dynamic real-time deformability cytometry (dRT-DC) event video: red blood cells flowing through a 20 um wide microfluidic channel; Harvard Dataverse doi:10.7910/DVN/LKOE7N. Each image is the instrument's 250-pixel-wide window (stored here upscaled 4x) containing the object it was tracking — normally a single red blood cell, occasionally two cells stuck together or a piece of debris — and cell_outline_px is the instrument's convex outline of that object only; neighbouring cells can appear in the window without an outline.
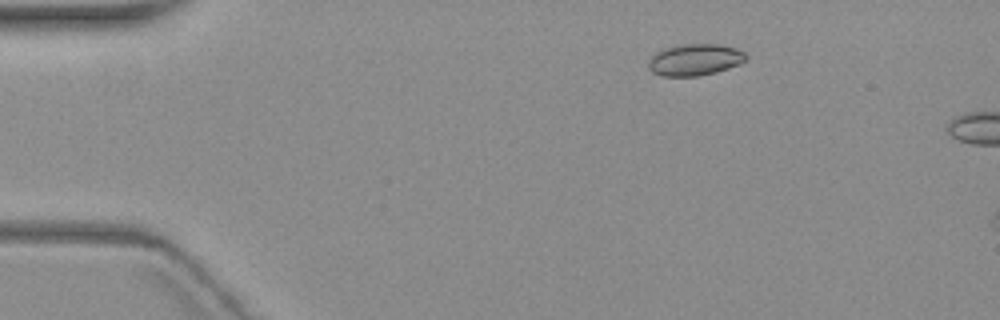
{"species": "common noctule bat (a hibernating species)", "species_latin": "Nyctalus noctula", "temperature_condition": "warm", "stored_images_in_passage": 4, "camera_frame_rate_fps": 3000, "um_per_image_px": 0.085, "animal": {"sex": "female", "body_mass_g": 19.3, "forearm_length_mm": 54.1}, "frame": {"image": 1, "passage_image": 3, "time_ms": 3.0, "image_size_px": [1000, 320], "cell_outline_px": [[748, 56], [740, 64], [716, 72], [700, 76], [660, 76], [652, 72], [648, 68], [648, 60], [656, 52], [664, 48], [680, 44], [720, 44], [736, 48], [744, 52]], "centroid_in_image_um": [59.05, 5.08], "position_along_channel_um": 26.0, "area_um2": 18.15}}